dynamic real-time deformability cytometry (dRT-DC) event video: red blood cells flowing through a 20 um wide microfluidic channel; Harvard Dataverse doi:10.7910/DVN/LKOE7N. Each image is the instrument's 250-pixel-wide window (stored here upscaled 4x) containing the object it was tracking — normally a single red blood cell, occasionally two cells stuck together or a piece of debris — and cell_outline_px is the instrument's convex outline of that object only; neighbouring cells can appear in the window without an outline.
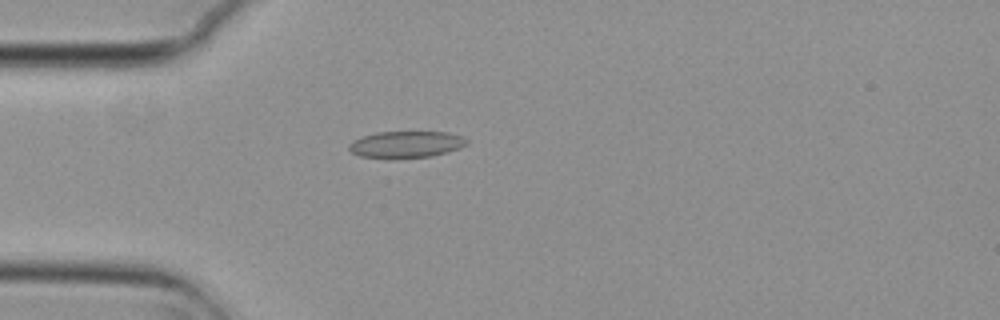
{"species": "common noctule bat (a hibernating species)", "species_latin": "Nyctalus noctula", "temperature_condition": "cold", "stored_images_in_passage": 5, "camera_frame_rate_fps": 3000, "um_per_image_px": 0.085, "animal": {"sex": "female", "body_mass_g": 29.2, "forearm_length_mm": 56.3}, "frame": {"image": 1, "passage_image": 4, "time_ms": 1.0, "image_size_px": [1000, 320], "cell_outline_px": [[468, 144], [460, 148], [448, 152], [432, 156], [388, 160], [360, 156], [352, 152], [348, 148], [348, 144], [352, 140], [360, 136], [376, 132], [448, 132], [460, 136], [468, 140]], "centroid_in_image_um": [34.47, 12.3], "position_along_channel_um": 50.5, "area_um2": 18.84}}